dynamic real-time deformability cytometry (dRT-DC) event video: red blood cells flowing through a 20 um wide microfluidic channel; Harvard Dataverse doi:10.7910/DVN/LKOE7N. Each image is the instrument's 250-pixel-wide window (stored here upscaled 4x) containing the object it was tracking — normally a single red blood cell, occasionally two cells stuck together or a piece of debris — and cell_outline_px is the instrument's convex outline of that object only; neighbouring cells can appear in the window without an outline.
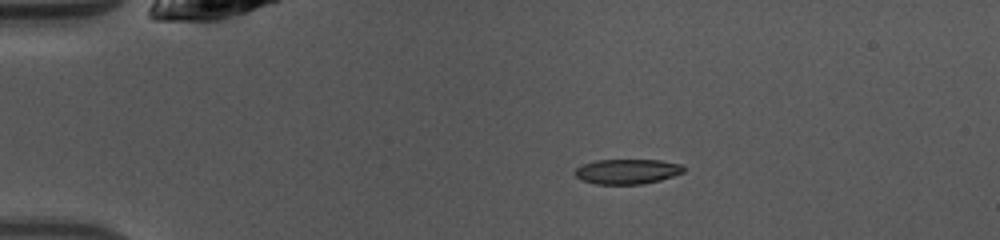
{"species": "common noctule bat (a hibernating species)", "species_latin": "Nyctalus noctula", "temperature_condition": "warm", "stored_images_in_passage": 40, "camera_frame_rate_fps": 3000, "um_per_image_px": 0.085, "animal": {"sex": "female", "body_mass_g": 10.0, "forearm_length_mm": 53.1}, "frame": {"image": 1, "passage_image": 1, "time_ms": 0.0, "image_size_px": [1000, 240], "cell_outline_px": [[684, 172], [660, 180], [644, 184], [596, 184], [584, 180], [576, 176], [572, 172], [576, 168], [584, 164], [596, 160], [660, 160], [680, 164], [684, 168]], "centroid_in_image_um": [53.31, 14.57], "position_along_channel_um": 31.7, "area_um2": 15.72}}
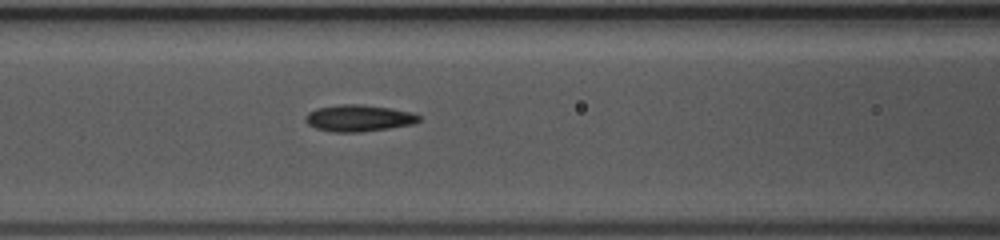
{"frame": {"image": 2, "passage_image": 12, "time_ms": 3.667, "image_size_px": [1000, 240], "cell_outline_px": [[420, 120], [416, 124], [360, 132], [332, 132], [316, 128], [308, 124], [304, 120], [304, 116], [308, 112], [316, 108], [340, 104], [360, 104], [392, 108], [412, 112], [420, 116]], "centroid_in_image_um": [30.49, 10.03], "position_along_channel_um": 136.1, "area_um2": 17.8}}
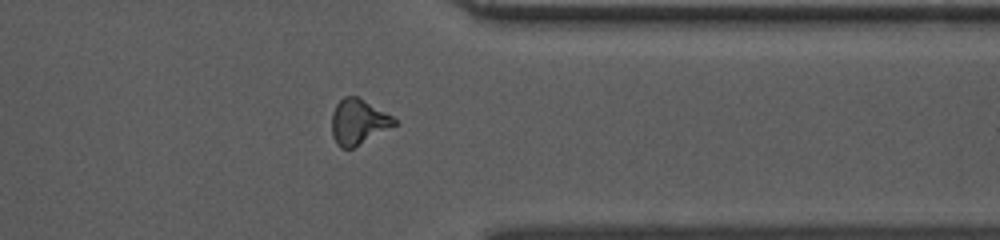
{"frame": {"image": 3, "passage_image": 30, "time_ms": 9.667, "image_size_px": [1000, 240], "cell_outline_px": [[400, 124], [352, 148], [340, 148], [336, 144], [332, 136], [332, 112], [336, 104], [344, 96], [356, 96], [400, 120]], "centroid_in_image_um": [30.49, 10.37], "position_along_channel_um": 380.9, "area_um2": 16.7}, "authors_computed_cell_mechanics": {"area_um2": 16.5597, "velocity_mm_per_s": 4.1476, "shape_relaxation_time_tau1_ms": 3.7597, "shape_relaxation_time_tau2_ms": 2.3396, "deformation_change_tau1": 0.1545, "deformation_change_tau2": 0.0988}}